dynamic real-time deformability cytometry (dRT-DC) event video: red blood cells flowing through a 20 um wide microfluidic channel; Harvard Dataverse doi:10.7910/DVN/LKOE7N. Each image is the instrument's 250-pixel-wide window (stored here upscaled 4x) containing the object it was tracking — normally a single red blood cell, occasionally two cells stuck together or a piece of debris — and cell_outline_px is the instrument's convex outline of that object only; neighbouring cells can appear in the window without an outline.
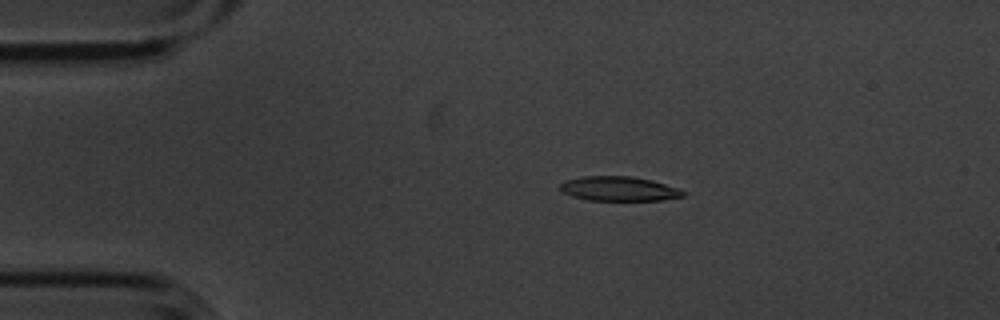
{"species": "common noctule bat (a hibernating species)", "species_latin": "Nyctalus noctula", "temperature_condition": "cold", "stored_images_in_passage": 6, "camera_frame_rate_fps": 3000, "um_per_image_px": 0.085, "animal": {"sex": "male", "body_mass_g": 20.1, "forearm_length_mm": 53.5}, "frame": {"image": 1, "passage_image": 4, "time_ms": 1.0, "image_size_px": [1000, 320], "cell_outline_px": [[684, 196], [660, 200], [588, 200], [572, 196], [560, 192], [560, 184], [564, 180], [584, 176], [632, 176], [652, 180], [680, 188], [684, 192]], "centroid_in_image_um": [52.58, 16.03], "position_along_channel_um": 32.4, "area_um2": 17.63}}
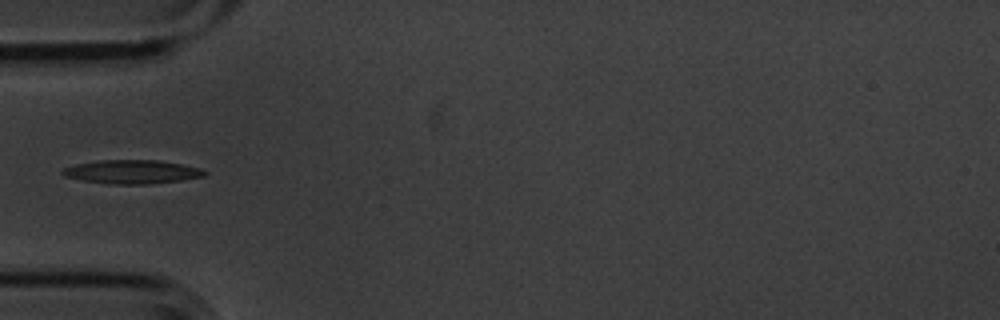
{"frame": {"image": 2, "passage_image": 6, "time_ms": 1.667, "image_size_px": [1000, 320], "cell_outline_px": [[208, 172], [204, 176], [180, 180], [148, 184], [108, 184], [84, 180], [64, 176], [60, 172], [64, 168], [76, 164], [100, 160], [156, 160], [180, 164], [200, 168]], "centroid_in_image_um": [11.21, 14.6], "position_along_channel_um": 73.8, "area_um2": 19.42}}